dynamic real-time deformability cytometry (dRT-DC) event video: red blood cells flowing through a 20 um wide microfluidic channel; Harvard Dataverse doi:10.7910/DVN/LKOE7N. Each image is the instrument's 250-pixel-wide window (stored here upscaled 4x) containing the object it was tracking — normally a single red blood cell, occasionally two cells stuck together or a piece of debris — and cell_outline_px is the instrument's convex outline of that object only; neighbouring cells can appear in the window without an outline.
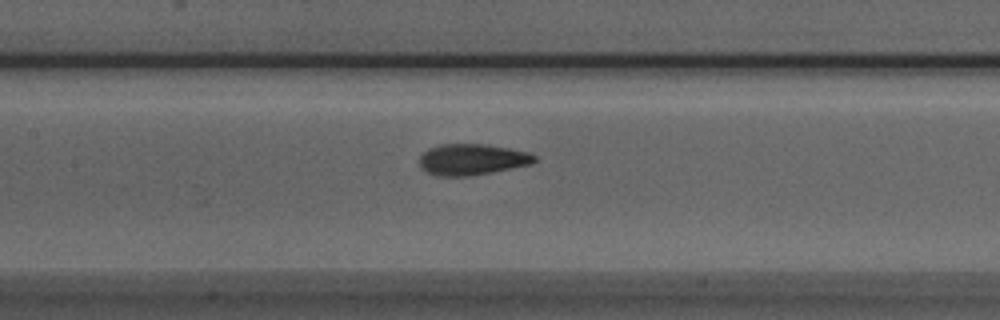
{"species": "Egyptian fruit bat (a non-hibernating species)", "species_latin": "Rousettus aegyptiacus", "temperature_condition": "room temperature", "stored_images_in_passage": 35, "camera_frame_rate_fps": 3000, "um_per_image_px": 0.085, "animal": {"sex": "male"}, "frame": {"image": 1, "passage_image": 16, "time_ms": 5.0, "image_size_px": [1000, 320], "cell_outline_px": [[536, 160], [532, 164], [468, 176], [436, 176], [424, 172], [420, 168], [420, 156], [428, 148], [440, 144], [484, 144], [508, 148], [528, 152], [536, 156]], "centroid_in_image_um": [40.07, 13.55], "position_along_channel_um": 167.3, "area_um2": 20.87}}
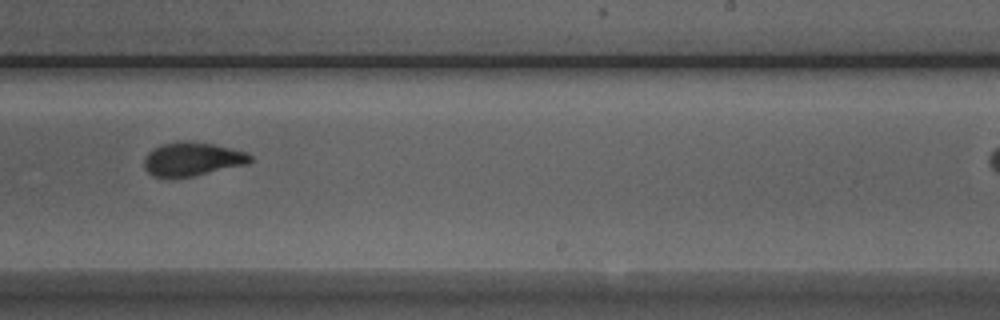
{"frame": {"image": 2, "passage_image": 24, "time_ms": 7.667, "image_size_px": [1000, 320], "cell_outline_px": [[252, 160], [248, 164], [192, 176], [152, 176], [144, 168], [144, 156], [152, 148], [160, 144], [180, 140], [184, 140], [212, 144], [232, 148], [244, 152], [252, 156]], "centroid_in_image_um": [16.31, 13.5], "position_along_channel_um": 272.7, "area_um2": 20.75}}
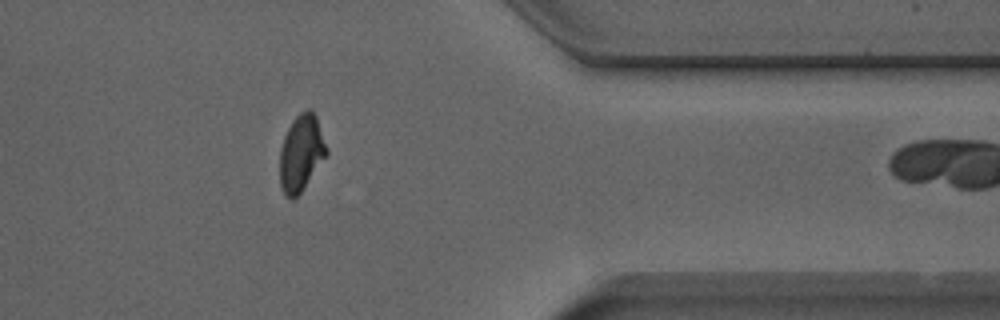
{"frame": {"image": 3, "passage_image": 34, "time_ms": 11.0, "image_size_px": [1000, 320], "cell_outline_px": [[328, 152], [300, 192], [292, 200], [284, 196], [280, 184], [280, 148], [284, 136], [292, 120], [300, 112], [308, 108], [312, 108], [316, 116], [328, 148]], "centroid_in_image_um": [25.59, 12.97], "position_along_channel_um": 385.8, "area_um2": 20.69}}